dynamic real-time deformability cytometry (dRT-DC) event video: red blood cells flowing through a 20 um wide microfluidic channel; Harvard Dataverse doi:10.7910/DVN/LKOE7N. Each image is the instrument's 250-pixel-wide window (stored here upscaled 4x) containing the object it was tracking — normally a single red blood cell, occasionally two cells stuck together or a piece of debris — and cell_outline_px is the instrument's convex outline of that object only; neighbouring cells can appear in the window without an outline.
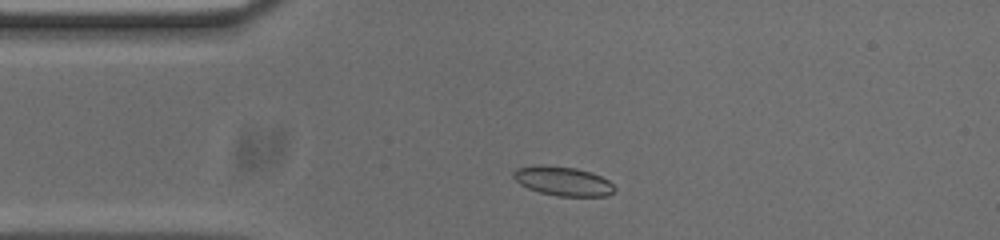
{"species": "common noctule bat (a hibernating species)", "species_latin": "Nyctalus noctula", "temperature_condition": "cold", "stored_images_in_passage": 44, "camera_frame_rate_fps": 3000, "um_per_image_px": 0.085, "animal": {"sex": "male", "body_mass_g": 20.0, "forearm_length_mm": 53.3}, "frame": {"image": 1, "passage_image": 2, "time_ms": 0.333, "image_size_px": [1000, 240], "cell_outline_px": [[616, 188], [608, 196], [556, 196], [540, 192], [528, 188], [520, 184], [512, 176], [512, 172], [516, 168], [540, 164], [544, 164], [576, 168], [592, 172], [608, 180]], "centroid_in_image_um": [47.83, 15.38], "position_along_channel_um": 37.2, "area_um2": 17.34}}
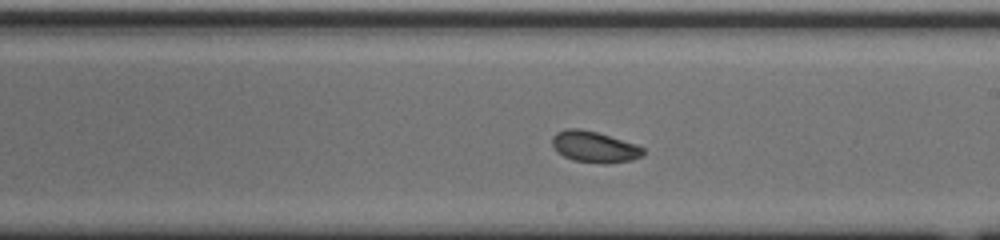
{"frame": {"image": 2, "passage_image": 20, "time_ms": 6.333, "image_size_px": [1000, 240], "cell_outline_px": [[644, 152], [640, 156], [632, 160], [604, 164], [572, 160], [556, 152], [552, 144], [552, 136], [556, 132], [568, 128], [580, 128], [596, 132], [636, 144], [644, 148]], "centroid_in_image_um": [50.48, 12.48], "position_along_channel_um": 238.5, "area_um2": 16.53}}
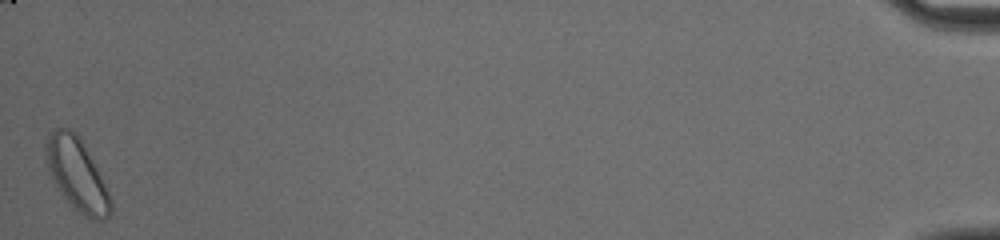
{"frame": {"image": 3, "passage_image": 44, "time_ms": 14.333, "image_size_px": [1000, 240], "cell_outline_px": [[112, 212], [104, 220], [92, 220], [72, 208], [68, 204], [48, 172], [44, 160], [44, 144], [48, 136], [56, 128], [68, 128], [76, 132], [96, 164], [112, 200]], "centroid_in_image_um": [6.52, 14.84], "position_along_channel_um": 428.7, "area_um2": 27.69}, "authors_computed_cell_mechanics": {"area_um2": 16.9932, "velocity_mm_per_s": 3.7177, "shape_relaxation_time_tau1_ms": 8.1322, "shape_relaxation_time_tau2_ms": 4.4518, "deformation_change_tau1": 0.1615, "deformation_change_tau2": 0.0844}}